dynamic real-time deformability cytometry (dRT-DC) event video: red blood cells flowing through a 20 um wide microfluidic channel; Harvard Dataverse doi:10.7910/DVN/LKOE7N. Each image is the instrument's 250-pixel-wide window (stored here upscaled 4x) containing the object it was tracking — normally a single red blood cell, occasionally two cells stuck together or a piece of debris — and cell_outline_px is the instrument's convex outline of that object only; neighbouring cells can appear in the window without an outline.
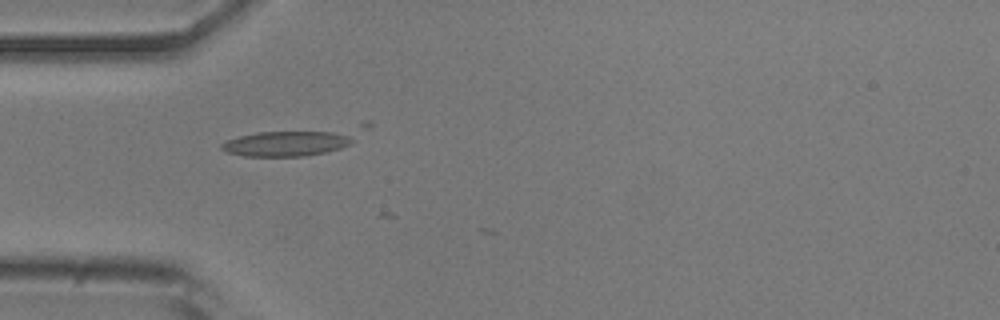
{"species": "common noctule bat (a hibernating species)", "species_latin": "Nyctalus noctula", "temperature_condition": "room temperature", "stored_images_in_passage": 2, "camera_frame_rate_fps": 3000, "um_per_image_px": 0.085, "animal": {"sex": "male", "body_mass_g": 20.5, "forearm_length_mm": 52.5}, "frame": {"image": 1, "passage_image": 1, "time_ms": 0.0, "image_size_px": [1000, 320], "cell_outline_px": [[372, 124], [356, 140], [340, 148], [324, 152], [304, 156], [244, 156], [228, 152], [220, 148], [220, 144], [228, 140], [240, 136], [256, 132], [364, 120], [368, 120]], "centroid_in_image_um": [25.25, 11.91], "position_along_channel_um": 59.8, "area_um2": 24.62}}